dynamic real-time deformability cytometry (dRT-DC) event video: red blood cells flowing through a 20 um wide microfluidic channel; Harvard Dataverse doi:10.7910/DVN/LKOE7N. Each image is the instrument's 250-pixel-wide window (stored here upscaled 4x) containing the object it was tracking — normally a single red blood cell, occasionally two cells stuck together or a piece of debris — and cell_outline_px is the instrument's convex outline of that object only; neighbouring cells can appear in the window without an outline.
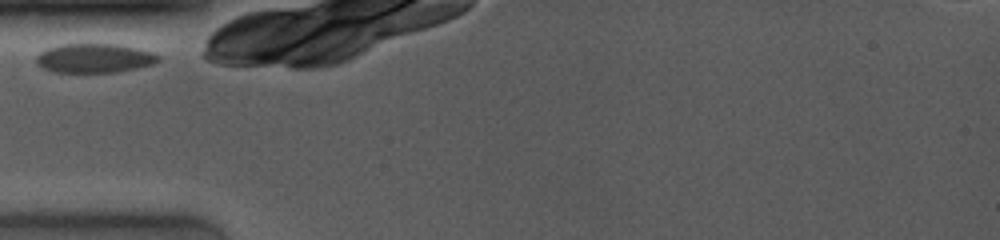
{"species": "common noctule bat (a hibernating species)", "species_latin": "Nyctalus noctula", "temperature_condition": "room temperature", "stored_images_in_passage": 5, "camera_frame_rate_fps": 4000, "um_per_image_px": 0.085, "animal": {"sex": "female", "body_mass_g": 19.0, "forearm_length_mm": 53.3}, "frame": {"image": 1, "passage_image": 1, "time_ms": 0.0, "image_size_px": [1000, 240], "cell_outline_px": [[160, 60], [152, 64], [136, 68], [116, 72], [52, 72], [36, 64], [36, 56], [40, 52], [48, 48], [60, 44], [116, 44], [136, 48], [152, 52], [160, 56]], "centroid_in_image_um": [8.0, 4.94], "position_along_channel_um": 77.0, "area_um2": 20.69}}